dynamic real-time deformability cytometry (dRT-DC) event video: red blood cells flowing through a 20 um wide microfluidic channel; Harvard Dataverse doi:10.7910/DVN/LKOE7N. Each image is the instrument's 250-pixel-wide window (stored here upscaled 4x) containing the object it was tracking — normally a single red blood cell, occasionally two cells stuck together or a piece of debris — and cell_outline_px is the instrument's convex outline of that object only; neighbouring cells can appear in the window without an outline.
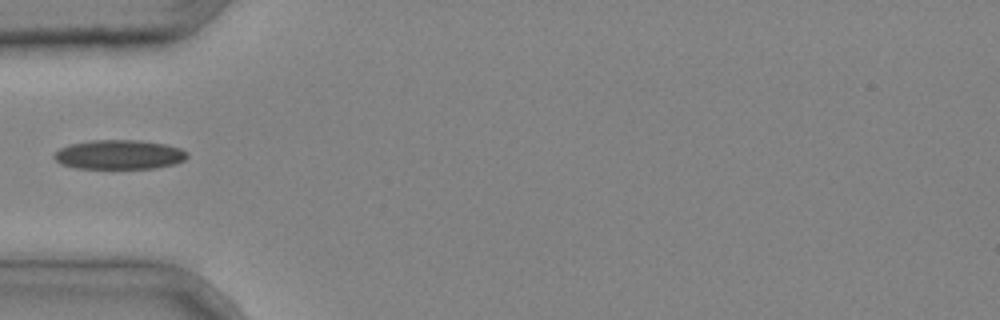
{"species": "common noctule bat (a hibernating species)", "species_latin": "Nyctalus noctula", "temperature_condition": "cold", "stored_images_in_passage": 29, "camera_frame_rate_fps": 3000, "um_per_image_px": 0.085, "animal": {"sex": "male", "body_mass_g": 20.4}, "frame": {"image": 1, "passage_image": 1, "time_ms": 0.0, "image_size_px": [1000, 320], "cell_outline_px": [[188, 156], [184, 160], [176, 164], [156, 168], [76, 168], [64, 164], [56, 160], [52, 156], [60, 148], [72, 144], [92, 140], [140, 140], [164, 144], [180, 148], [188, 152]], "centroid_in_image_um": [10.18, 13.14], "position_along_channel_um": 74.8, "area_um2": 22.66}}
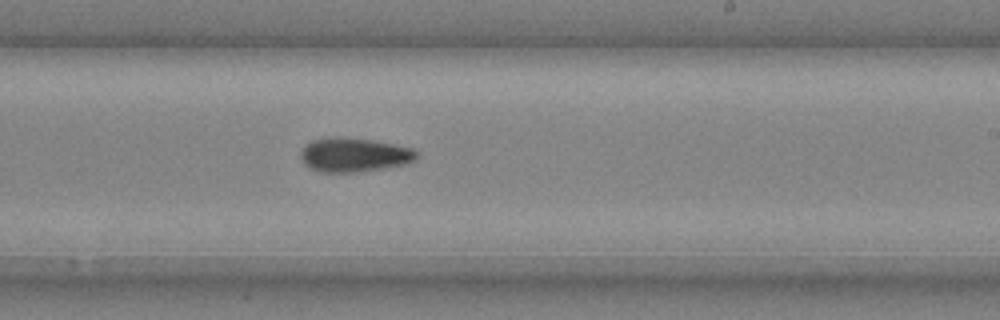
{"frame": {"image": 2, "passage_image": 13, "time_ms": 4.0, "image_size_px": [1000, 320], "cell_outline_px": [[420, 156], [416, 160], [404, 164], [384, 168], [356, 172], [320, 172], [304, 164], [300, 156], [300, 152], [312, 140], [336, 136], [372, 140], [416, 148], [420, 152]], "centroid_in_image_um": [30.17, 13.16], "position_along_channel_um": 258.8, "area_um2": 23.18}}
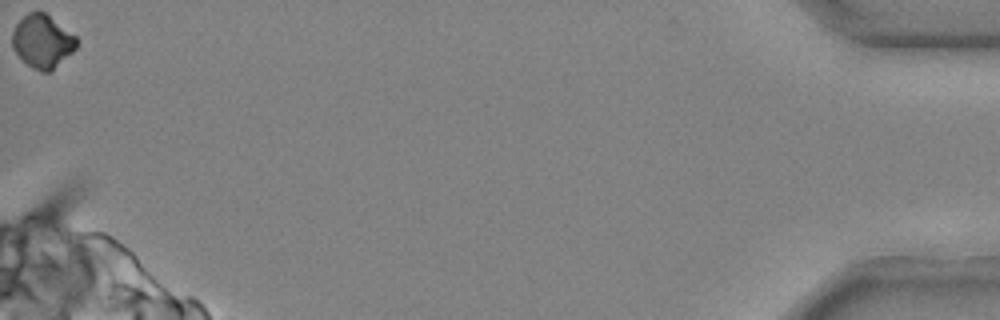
{"frame": {"image": 3, "passage_image": 29, "time_ms": 9.333, "image_size_px": [1000, 320], "cell_outline_px": [[76, 48], [52, 72], [40, 72], [32, 68], [12, 48], [12, 32], [16, 24], [28, 12], [44, 12], [76, 36]], "centroid_in_image_um": [3.6, 3.53], "position_along_channel_um": 431.6, "area_um2": 19.77}}